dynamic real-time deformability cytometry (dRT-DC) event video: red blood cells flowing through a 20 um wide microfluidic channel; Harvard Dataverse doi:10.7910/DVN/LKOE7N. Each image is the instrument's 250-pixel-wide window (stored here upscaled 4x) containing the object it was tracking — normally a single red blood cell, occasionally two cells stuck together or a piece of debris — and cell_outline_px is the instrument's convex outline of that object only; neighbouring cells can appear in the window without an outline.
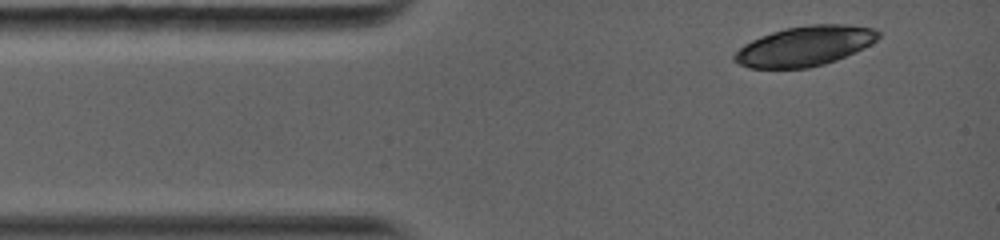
{"species": "common noctule bat (a hibernating species)", "species_latin": "Nyctalus noctula", "temperature_condition": "warm", "stored_images_in_passage": 2, "camera_frame_rate_fps": 5000, "um_per_image_px": 0.085, "animal": {"sex": "female", "body_mass_g": 19.0, "forearm_length_mm": 56.7}, "frame": {"image": 1, "passage_image": 1, "time_ms": 0.0, "image_size_px": [1000, 240], "cell_outline_px": [[880, 36], [876, 40], [836, 60], [824, 64], [808, 68], [748, 68], [732, 60], [732, 56], [744, 44], [760, 36], [772, 32], [788, 28], [808, 24], [844, 24], [872, 28], [880, 32]], "centroid_in_image_um": [68.35, 3.91], "position_along_channel_um": 16.6, "area_um2": 33.06}}